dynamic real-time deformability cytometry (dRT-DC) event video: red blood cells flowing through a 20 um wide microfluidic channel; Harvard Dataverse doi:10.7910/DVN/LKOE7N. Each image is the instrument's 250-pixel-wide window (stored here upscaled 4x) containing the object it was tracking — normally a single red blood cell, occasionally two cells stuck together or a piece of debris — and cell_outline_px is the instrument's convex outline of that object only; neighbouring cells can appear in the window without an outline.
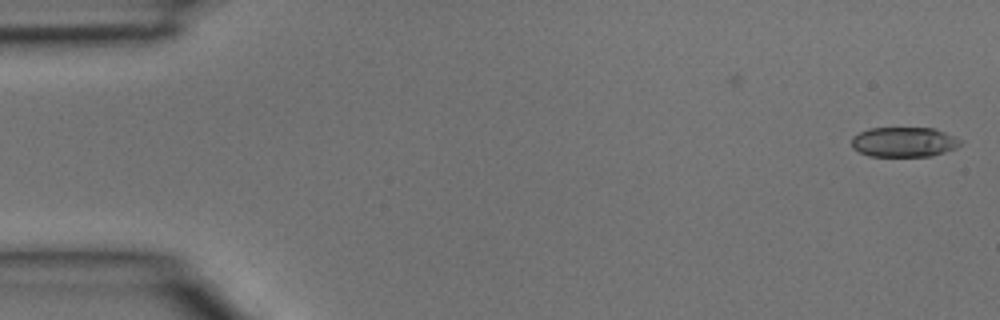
{"species": "common noctule bat (a hibernating species)", "species_latin": "Nyctalus noctula", "temperature_condition": "room temperature", "stored_images_in_passage": 39, "camera_frame_rate_fps": 3000, "um_per_image_px": 0.085, "animal": {"sex": "male", "body_mass_g": 15.6}, "frame": {"image": 1, "passage_image": 1, "time_ms": 0.0, "image_size_px": [1000, 320], "cell_outline_px": [[964, 140], [956, 148], [932, 156], [868, 156], [852, 148], [852, 136], [868, 128], [932, 128], [944, 132]], "centroid_in_image_um": [76.83, 12.07], "position_along_channel_um": 8.2, "area_um2": 19.02}}
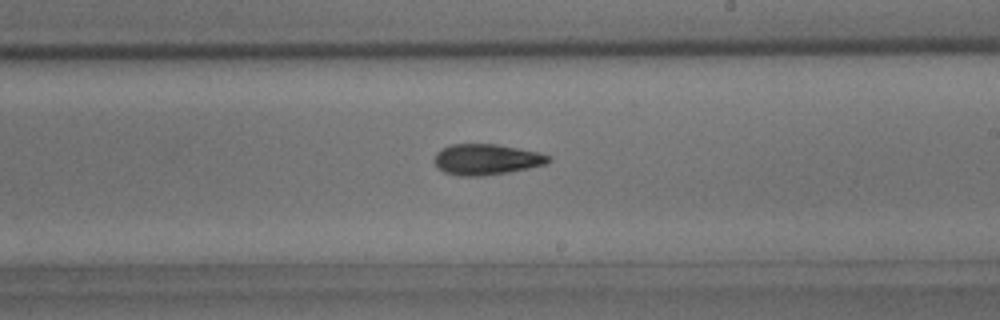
{"frame": {"image": 2, "passage_image": 23, "time_ms": 7.333, "image_size_px": [1000, 320], "cell_outline_px": [[552, 160], [544, 164], [528, 168], [508, 172], [484, 176], [456, 176], [444, 172], [436, 168], [432, 160], [436, 152], [452, 144], [496, 144], [536, 152], [552, 156]], "centroid_in_image_um": [41.28, 13.56], "position_along_channel_um": 247.7, "area_um2": 20.58}}
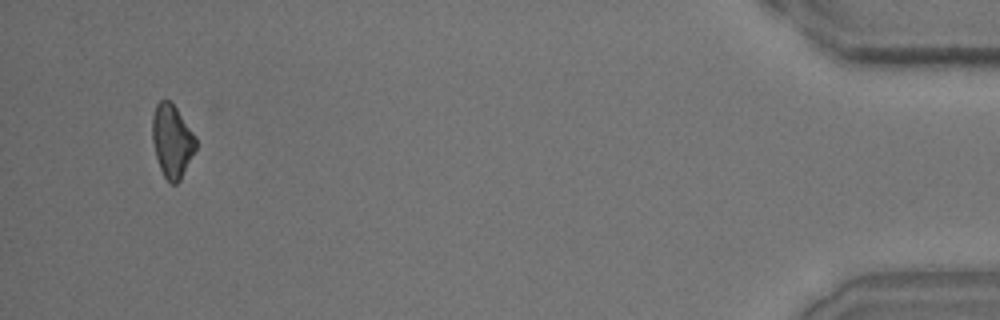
{"frame": {"image": 3, "passage_image": 38, "time_ms": 12.333, "image_size_px": [1000, 320], "cell_outline_px": [[196, 148], [180, 180], [176, 184], [172, 184], [164, 176], [160, 168], [156, 156], [152, 140], [152, 116], [156, 104], [160, 100], [168, 100], [176, 108], [196, 136]], "centroid_in_image_um": [14.61, 11.97], "position_along_channel_um": 420.6, "area_um2": 18.32}}